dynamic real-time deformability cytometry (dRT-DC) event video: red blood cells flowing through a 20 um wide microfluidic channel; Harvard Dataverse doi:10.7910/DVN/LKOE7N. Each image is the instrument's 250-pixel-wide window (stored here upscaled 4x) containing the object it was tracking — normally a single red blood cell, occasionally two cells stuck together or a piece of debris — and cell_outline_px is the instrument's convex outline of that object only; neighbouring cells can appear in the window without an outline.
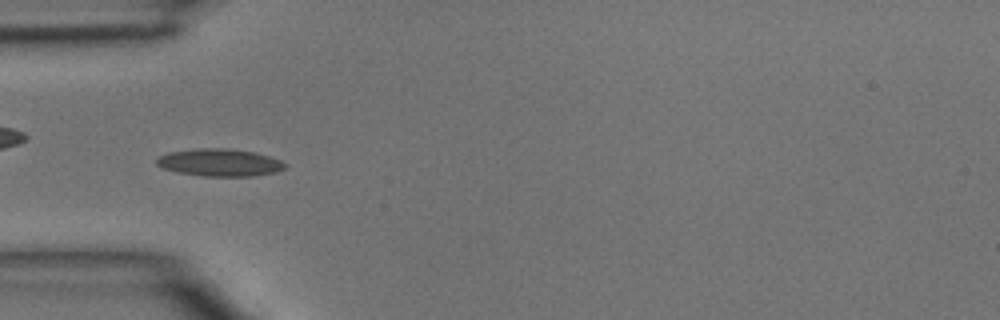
{"species": "common noctule bat (a hibernating species)", "species_latin": "Nyctalus noctula", "temperature_condition": "room temperature", "stored_images_in_passage": 46, "camera_frame_rate_fps": 3000, "um_per_image_px": 0.085, "animal": {"sex": "male", "body_mass_g": 15.6}, "frame": {"image": 1, "passage_image": 14, "time_ms": 4.333, "image_size_px": [1000, 320], "cell_outline_px": [[288, 168], [276, 172], [252, 176], [204, 176], [180, 172], [164, 168], [156, 164], [156, 160], [160, 156], [168, 152], [196, 148], [224, 148], [256, 152], [280, 160], [288, 164]], "centroid_in_image_um": [18.72, 13.81], "position_along_channel_um": 66.3, "area_um2": 20.52}}
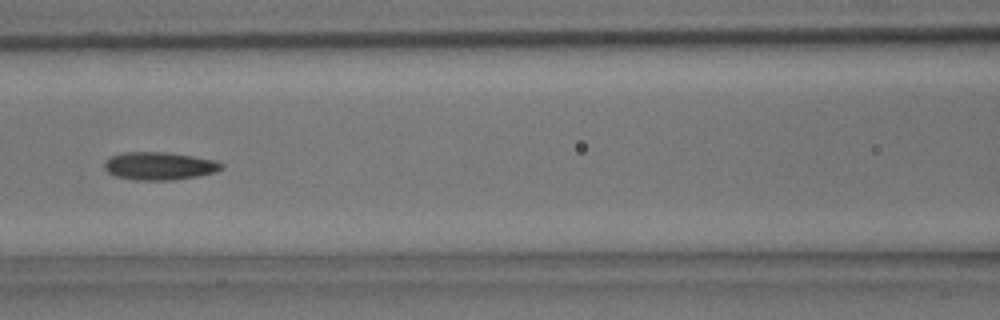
{"frame": {"image": 2, "passage_image": 20, "time_ms": 6.333, "image_size_px": [1000, 320], "cell_outline_px": [[224, 168], [216, 172], [196, 176], [172, 180], [136, 180], [116, 176], [108, 172], [104, 168], [104, 160], [108, 156], [124, 152], [164, 152], [192, 156], [216, 160], [224, 164]], "centroid_in_image_um": [13.53, 14.1], "position_along_channel_um": 153.1, "area_um2": 19.13}}